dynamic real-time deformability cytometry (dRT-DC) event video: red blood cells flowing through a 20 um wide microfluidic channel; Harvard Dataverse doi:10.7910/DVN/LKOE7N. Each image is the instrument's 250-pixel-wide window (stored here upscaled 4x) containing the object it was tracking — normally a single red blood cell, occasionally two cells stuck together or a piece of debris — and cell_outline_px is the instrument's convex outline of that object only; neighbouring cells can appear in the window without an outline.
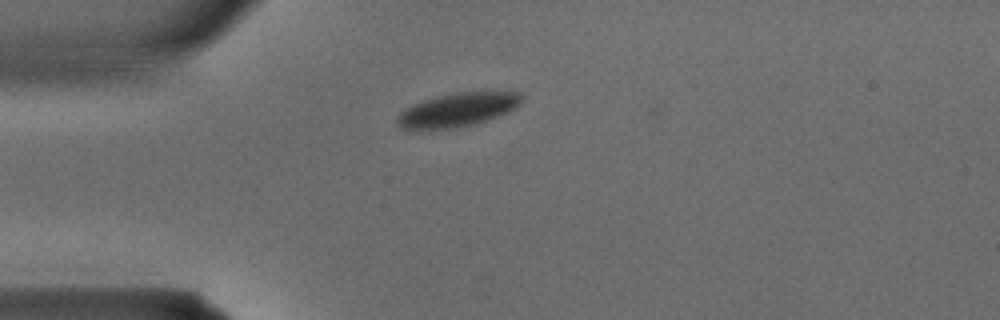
{"species": "common noctule bat (a hibernating species)", "species_latin": "Nyctalus noctula", "temperature_condition": "warm", "stored_images_in_passage": 28, "camera_frame_rate_fps": 3000, "um_per_image_px": 0.085, "animal": {"sex": "male", "body_mass_g": 15.6}, "frame": {"image": 1, "passage_image": 1, "time_ms": 0.0, "image_size_px": [1000, 320], "cell_outline_px": [[520, 104], [516, 108], [496, 116], [472, 124], [452, 128], [420, 132], [400, 128], [396, 124], [396, 116], [404, 108], [412, 104], [436, 96], [456, 92], [520, 92]], "centroid_in_image_um": [38.75, 9.36], "position_along_channel_um": 46.2, "area_um2": 24.68}}
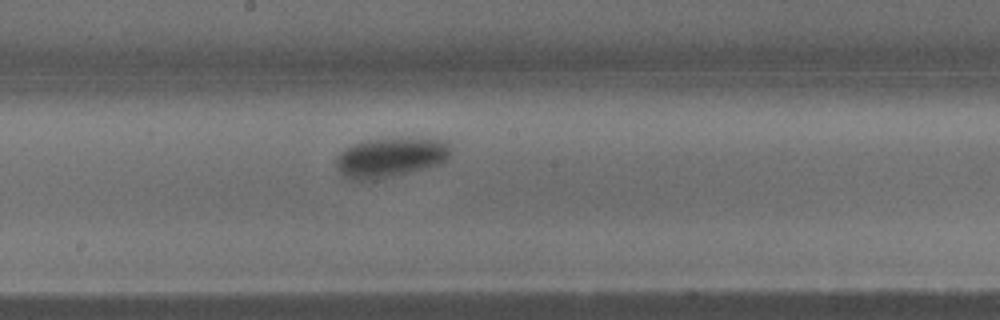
{"frame": {"image": 2, "passage_image": 11, "time_ms": 3.333, "image_size_px": [1000, 320], "cell_outline_px": [[452, 156], [448, 160], [440, 164], [428, 168], [376, 180], [348, 180], [336, 168], [336, 156], [344, 148], [352, 144], [368, 140], [408, 136], [412, 136], [448, 140], [452, 148]], "centroid_in_image_um": [33.27, 13.35], "position_along_channel_um": 214.9, "area_um2": 27.69}}
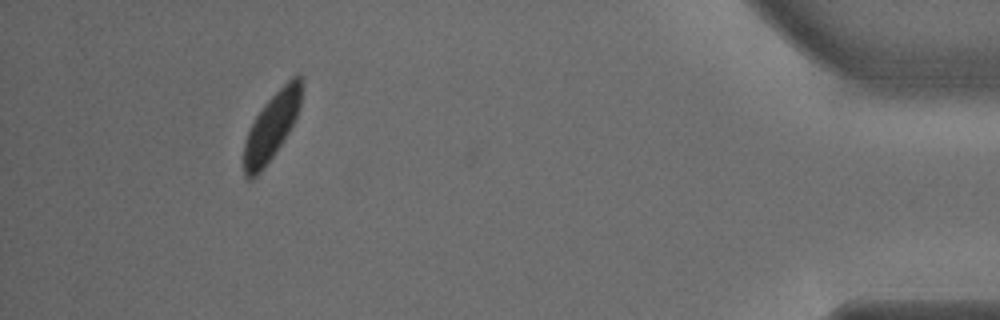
{"frame": {"image": 3, "passage_image": 25, "time_ms": 8.0, "image_size_px": [1000, 320], "cell_outline_px": [[300, 104], [296, 116], [288, 132], [276, 152], [256, 176], [252, 180], [248, 180], [244, 176], [244, 144], [248, 132], [256, 116], [264, 104], [296, 72], [300, 76]], "centroid_in_image_um": [23.06, 10.78], "position_along_channel_um": 412.1, "area_um2": 21.85}}